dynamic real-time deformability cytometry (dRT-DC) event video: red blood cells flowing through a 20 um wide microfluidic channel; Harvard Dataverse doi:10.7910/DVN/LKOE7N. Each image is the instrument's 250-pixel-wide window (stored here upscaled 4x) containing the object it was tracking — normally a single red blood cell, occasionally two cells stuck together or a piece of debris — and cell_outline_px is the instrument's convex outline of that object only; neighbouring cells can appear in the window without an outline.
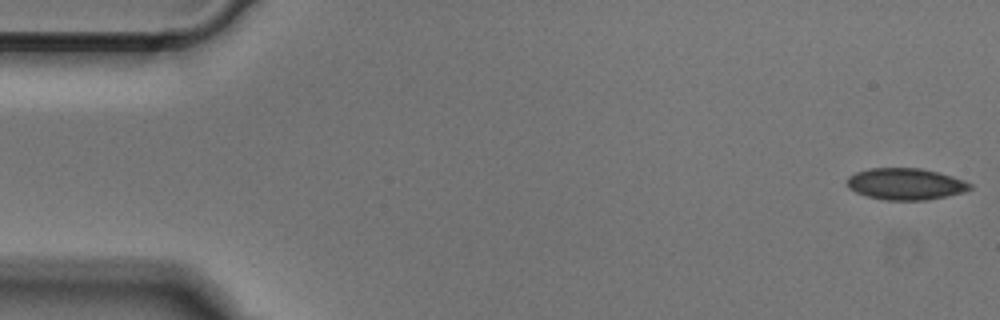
{"species": "Egyptian fruit bat (a non-hibernating species)", "species_latin": "Rousettus aegyptiacus", "temperature_condition": "cold", "stored_images_in_passage": 50, "camera_frame_rate_fps": 3000, "um_per_image_px": 0.085, "animal": {"sex": "male"}, "frame": {"image": 1, "passage_image": 1, "time_ms": 0.0, "image_size_px": [1000, 320], "cell_outline_px": [[972, 188], [964, 192], [924, 200], [884, 200], [868, 196], [856, 192], [848, 188], [848, 176], [856, 172], [872, 168], [920, 168], [952, 176], [964, 180], [972, 184]], "centroid_in_image_um": [76.97, 15.64], "position_along_channel_um": 8.0, "area_um2": 22.43}}
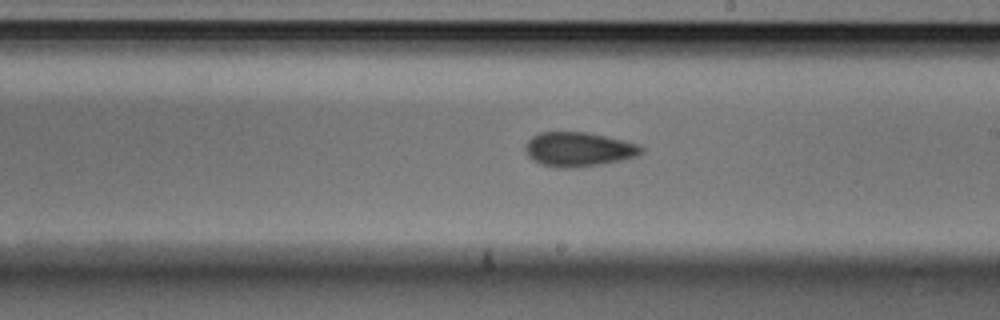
{"frame": {"image": 2, "passage_image": 28, "time_ms": 9.0, "image_size_px": [1000, 320], "cell_outline_px": [[644, 152], [636, 156], [620, 160], [580, 168], [560, 168], [540, 164], [532, 160], [528, 156], [524, 148], [524, 144], [532, 136], [540, 132], [588, 132], [624, 140], [640, 144], [644, 148]], "centroid_in_image_um": [49.17, 12.69], "position_along_channel_um": 239.8, "area_um2": 23.52}}
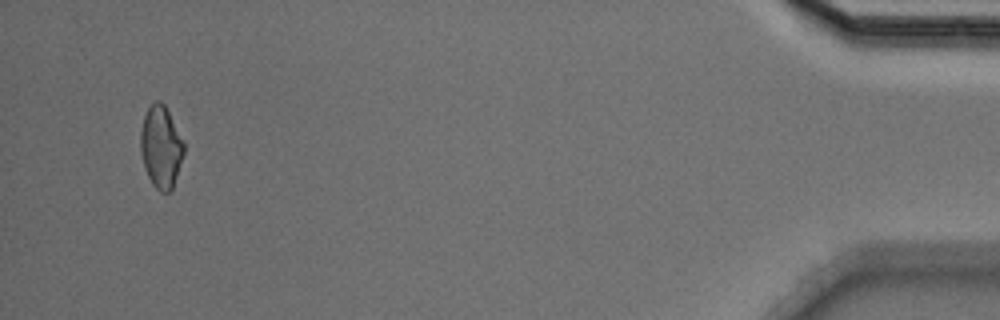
{"frame": {"image": 3, "passage_image": 48, "time_ms": 15.667, "image_size_px": [1000, 320], "cell_outline_px": [[184, 152], [172, 192], [160, 192], [152, 184], [148, 176], [140, 152], [140, 132], [144, 116], [148, 108], [156, 100], [160, 100], [164, 104], [184, 140]], "centroid_in_image_um": [13.69, 12.5], "position_along_channel_um": 421.5, "area_um2": 20.81}}